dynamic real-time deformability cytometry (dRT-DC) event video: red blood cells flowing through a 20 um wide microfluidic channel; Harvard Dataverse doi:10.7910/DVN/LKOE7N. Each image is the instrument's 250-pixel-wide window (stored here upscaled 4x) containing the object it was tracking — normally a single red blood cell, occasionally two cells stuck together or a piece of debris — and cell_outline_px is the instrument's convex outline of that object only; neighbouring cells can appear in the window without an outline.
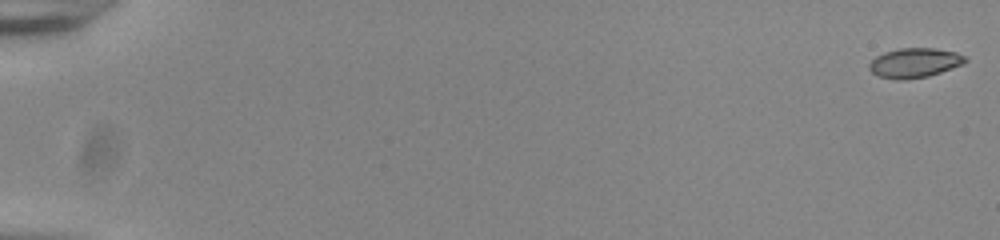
{"species": "common noctule bat (a hibernating species)", "species_latin": "Nyctalus noctula", "temperature_condition": "room temperature", "stored_images_in_passage": 55, "camera_frame_rate_fps": 3000, "um_per_image_px": 0.085, "animal": {"sex": "male", "body_mass_g": 20.0, "forearm_length_mm": 53.3}, "frame": {"image": 1, "passage_image": 1, "time_ms": 0.0, "image_size_px": [1000, 240], "cell_outline_px": [[968, 60], [964, 64], [928, 76], [904, 80], [896, 80], [880, 76], [872, 72], [868, 68], [868, 64], [876, 56], [884, 52], [900, 48], [936, 48], [956, 52], [964, 56]], "centroid_in_image_um": [77.74, 5.34], "position_along_channel_um": 7.3, "area_um2": 16.59}}
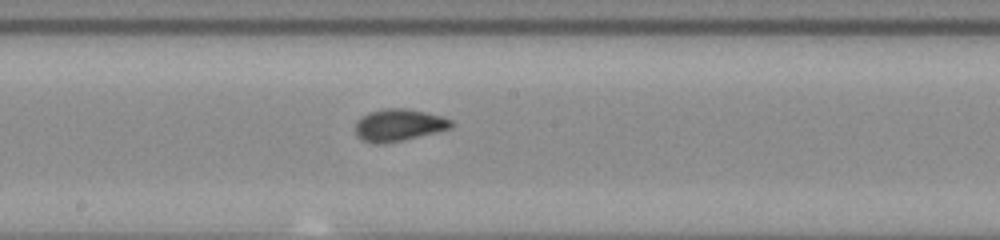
{"frame": {"image": 2, "passage_image": 32, "time_ms": 10.333, "image_size_px": [1000, 240], "cell_outline_px": [[456, 124], [452, 128], [404, 140], [380, 144], [376, 144], [364, 140], [356, 132], [356, 120], [360, 116], [368, 112], [384, 108], [404, 108], [424, 112], [440, 116], [452, 120]], "centroid_in_image_um": [33.91, 10.62], "position_along_channel_um": 214.3, "area_um2": 17.92}}
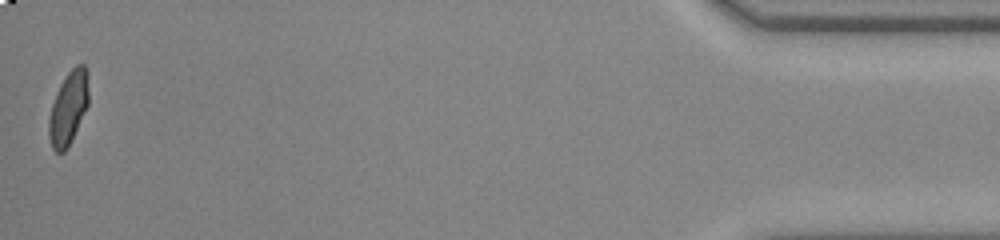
{"frame": {"image": 3, "passage_image": 55, "time_ms": 18.0, "image_size_px": [1000, 240], "cell_outline_px": [[88, 104], [68, 148], [64, 152], [56, 152], [52, 148], [48, 136], [48, 120], [52, 104], [56, 92], [60, 84], [68, 72], [76, 64], [84, 64], [88, 72]], "centroid_in_image_um": [5.8, 9.18], "position_along_channel_um": 429.4, "area_um2": 17.05}, "authors_computed_cell_mechanics": {"area_um2": 17.1088, "velocity_mm_per_s": 3.8699, "shape_relaxation_time_tau1_ms": 9.0081, "shape_relaxation_time_tau2_ms": null, "deformation_change_tau1": 0.2117, "deformation_change_tau2": null}}